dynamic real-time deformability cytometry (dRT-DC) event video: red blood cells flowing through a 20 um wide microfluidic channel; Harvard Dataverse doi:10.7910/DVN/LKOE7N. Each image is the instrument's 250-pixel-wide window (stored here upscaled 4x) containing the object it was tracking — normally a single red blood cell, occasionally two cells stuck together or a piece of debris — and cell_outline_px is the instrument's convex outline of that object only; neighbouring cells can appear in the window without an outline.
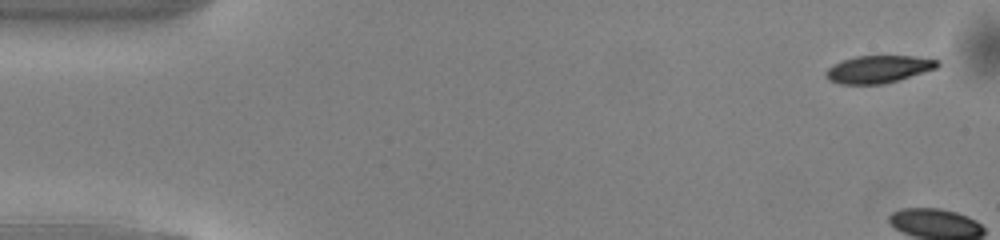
{"species": "common noctule bat (a hibernating species)", "species_latin": "Nyctalus noctula", "temperature_condition": "warm", "stored_images_in_passage": 6, "camera_frame_rate_fps": 3000, "um_per_image_px": 0.085, "animal": {"sex": "male", "body_mass_g": 13.0, "forearm_length_mm": 53.1}, "frame": {"image": 1, "passage_image": 1, "time_ms": 0.0, "image_size_px": [1000, 240], "cell_outline_px": [[940, 64], [936, 68], [900, 80], [884, 84], [840, 84], [828, 80], [824, 76], [824, 72], [832, 64], [840, 60], [856, 56], [916, 56], [940, 60]], "centroid_in_image_um": [74.63, 5.88], "position_along_channel_um": 10.4, "area_um2": 18.15}}